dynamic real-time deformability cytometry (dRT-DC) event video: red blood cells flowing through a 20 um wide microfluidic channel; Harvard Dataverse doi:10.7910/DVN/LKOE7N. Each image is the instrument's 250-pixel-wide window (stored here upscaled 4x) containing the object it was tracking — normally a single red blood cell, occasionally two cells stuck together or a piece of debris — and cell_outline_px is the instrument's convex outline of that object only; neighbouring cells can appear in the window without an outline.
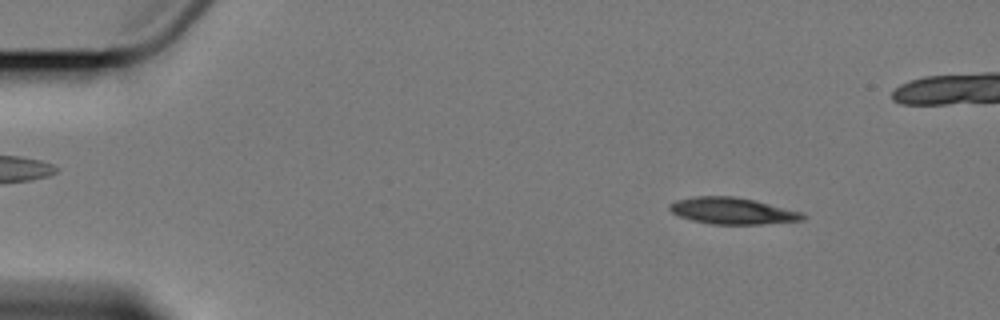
{"species": "Egyptian fruit bat (a non-hibernating species)", "species_latin": "Rousettus aegyptiacus", "temperature_condition": "cold", "stored_images_in_passage": 4, "camera_frame_rate_fps": 3000, "um_per_image_px": 0.085, "animal": {"sex": "female"}, "frame": {"image": 1, "passage_image": 2, "time_ms": 1.333, "image_size_px": [1000, 320], "cell_outline_px": [[808, 216], [804, 220], [760, 224], [712, 224], [692, 220], [680, 216], [672, 212], [668, 208], [668, 204], [676, 200], [692, 196], [736, 196], [756, 200], [804, 212]], "centroid_in_image_um": [62.29, 17.91], "position_along_channel_um": 22.7, "area_um2": 20.87}}